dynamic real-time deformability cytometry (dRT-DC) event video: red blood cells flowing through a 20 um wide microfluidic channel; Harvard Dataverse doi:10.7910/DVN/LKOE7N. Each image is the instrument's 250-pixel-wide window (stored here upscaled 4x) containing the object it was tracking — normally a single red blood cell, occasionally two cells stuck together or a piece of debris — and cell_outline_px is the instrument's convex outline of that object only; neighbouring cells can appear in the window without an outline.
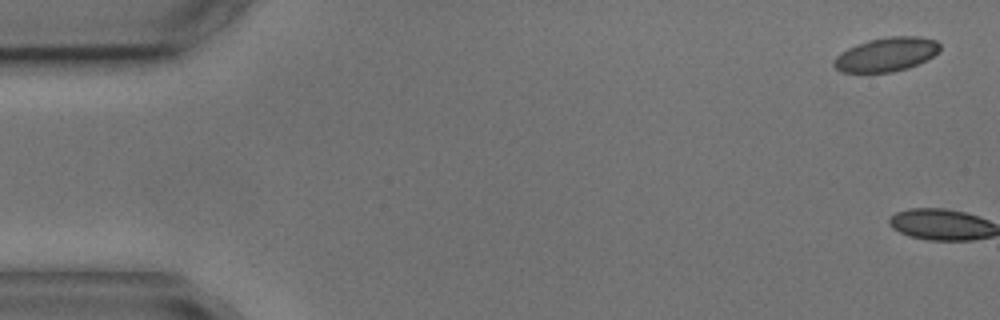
{"species": "common noctule bat (a hibernating species)", "species_latin": "Nyctalus noctula", "temperature_condition": "cold", "stored_images_in_passage": 7, "camera_frame_rate_fps": 3000, "um_per_image_px": 0.085, "animal": {"sex": "male", "body_mass_g": 17.9, "forearm_length_mm": 54.2}, "frame": {"image": 1, "passage_image": 1, "time_ms": 0.0, "image_size_px": [1000, 320], "cell_outline_px": [[940, 52], [908, 68], [892, 72], [840, 72], [832, 64], [836, 56], [840, 52], [856, 44], [868, 40], [892, 36], [920, 36], [936, 40], [940, 44]], "centroid_in_image_um": [75.33, 4.62], "position_along_channel_um": 9.7, "area_um2": 20.98}}